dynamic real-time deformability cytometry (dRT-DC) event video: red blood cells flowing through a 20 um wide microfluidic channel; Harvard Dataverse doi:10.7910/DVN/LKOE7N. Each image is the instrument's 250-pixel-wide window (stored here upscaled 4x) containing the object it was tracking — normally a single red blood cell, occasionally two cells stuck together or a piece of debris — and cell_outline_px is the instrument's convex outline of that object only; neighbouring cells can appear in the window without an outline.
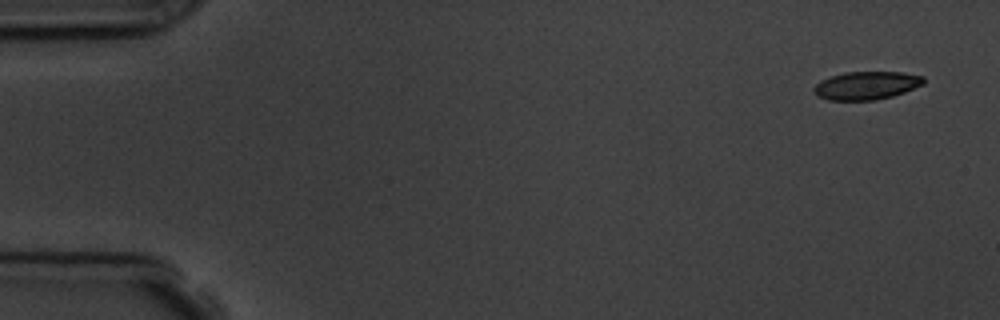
{"species": "common noctule bat (a hibernating species)", "species_latin": "Nyctalus noctula", "temperature_condition": "room temperature", "stored_images_in_passage": 6, "camera_frame_rate_fps": 3000, "um_per_image_px": 0.085, "animal": {"sex": "male", "body_mass_g": 19.5, "forearm_length_mm": 54.6}, "frame": {"image": 1, "passage_image": 1, "time_ms": 0.0, "image_size_px": [1000, 320], "cell_outline_px": [[924, 84], [904, 92], [892, 96], [876, 100], [828, 100], [816, 96], [812, 92], [812, 88], [820, 80], [844, 72], [904, 72], [924, 76]], "centroid_in_image_um": [73.62, 7.27], "position_along_channel_um": 11.4, "area_um2": 18.15}}
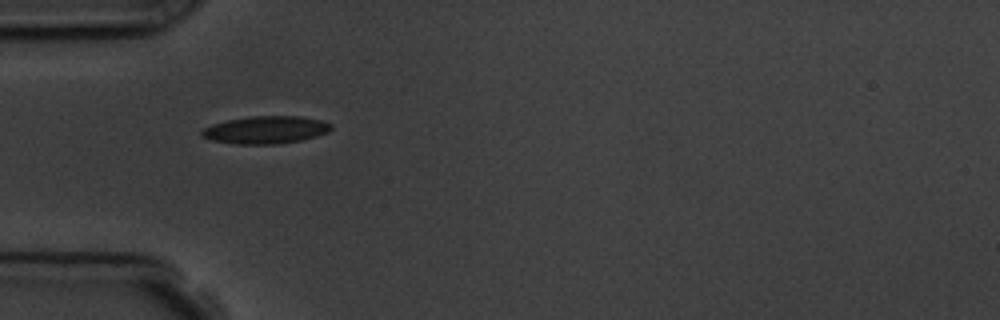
{"frame": {"image": 2, "passage_image": 5, "time_ms": 4.667, "image_size_px": [1000, 320], "cell_outline_px": [[332, 128], [328, 132], [316, 136], [300, 140], [276, 144], [236, 144], [212, 140], [200, 136], [200, 132], [204, 128], [212, 124], [228, 120], [252, 116], [300, 116], [320, 120], [332, 124]], "centroid_in_image_um": [22.57, 11.04], "position_along_channel_um": 62.4, "area_um2": 20.69}}